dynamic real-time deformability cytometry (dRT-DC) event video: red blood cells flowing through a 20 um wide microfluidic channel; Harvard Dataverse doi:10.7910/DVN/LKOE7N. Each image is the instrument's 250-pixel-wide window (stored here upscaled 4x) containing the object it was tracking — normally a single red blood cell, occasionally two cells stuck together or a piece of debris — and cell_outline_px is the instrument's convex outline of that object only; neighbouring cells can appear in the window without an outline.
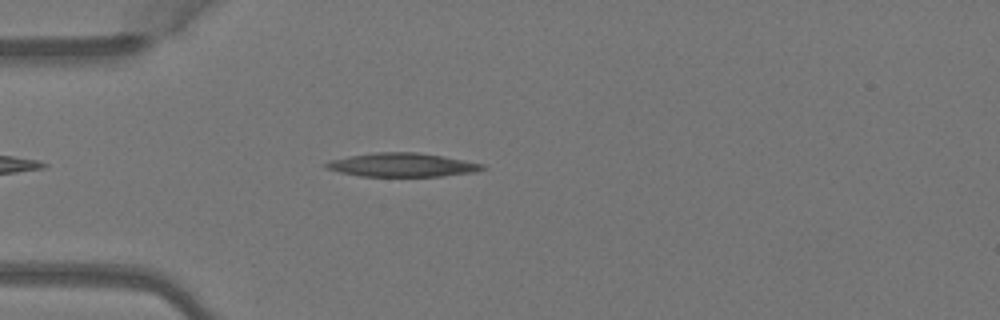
{"species": "Egyptian fruit bat (a non-hibernating species)", "species_latin": "Rousettus aegyptiacus", "temperature_condition": "warm", "stored_images_in_passage": 3, "camera_frame_rate_fps": 3000, "um_per_image_px": 0.085, "animal": {"sex": "female"}, "frame": {"image": 1, "passage_image": 3, "time_ms": 0.667, "image_size_px": [1000, 320], "cell_outline_px": [[488, 168], [476, 172], [440, 176], [360, 176], [340, 172], [328, 168], [324, 164], [332, 160], [348, 156], [376, 152], [416, 152], [444, 156], [484, 164]], "centroid_in_image_um": [34.25, 14.01], "position_along_channel_um": 50.8, "area_um2": 21.5}}